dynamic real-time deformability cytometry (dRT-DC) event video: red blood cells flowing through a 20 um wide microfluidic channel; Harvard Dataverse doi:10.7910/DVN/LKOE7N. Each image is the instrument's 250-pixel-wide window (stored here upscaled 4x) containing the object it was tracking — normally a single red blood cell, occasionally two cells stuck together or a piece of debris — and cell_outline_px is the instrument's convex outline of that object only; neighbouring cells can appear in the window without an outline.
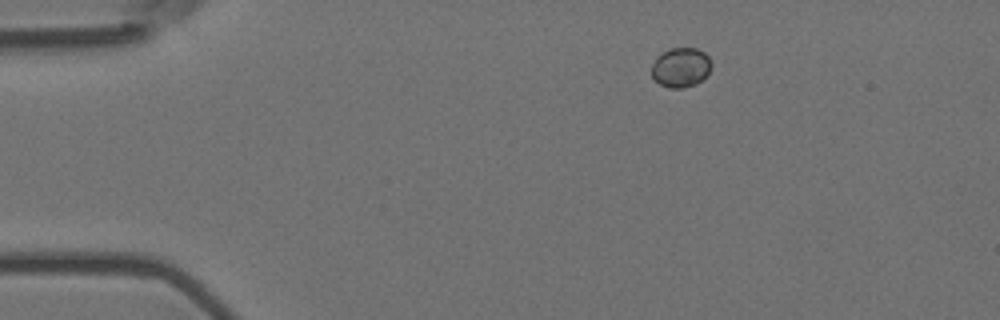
{"species": "Egyptian fruit bat (a non-hibernating species)", "species_latin": "Rousettus aegyptiacus", "temperature_condition": "room temperature", "stored_images_in_passage": 27, "camera_frame_rate_fps": 3000, "um_per_image_px": 0.085, "animal": {"sex": "female"}, "frame": {"image": 1, "passage_image": 1, "time_ms": 0.0, "image_size_px": [1000, 320], "cell_outline_px": [[712, 68], [696, 84], [684, 88], [668, 88], [660, 84], [652, 76], [652, 64], [656, 56], [672, 48], [696, 48], [704, 52], [708, 56], [712, 64]], "centroid_in_image_um": [57.86, 5.73], "position_along_channel_um": 27.1, "area_um2": 13.76}}
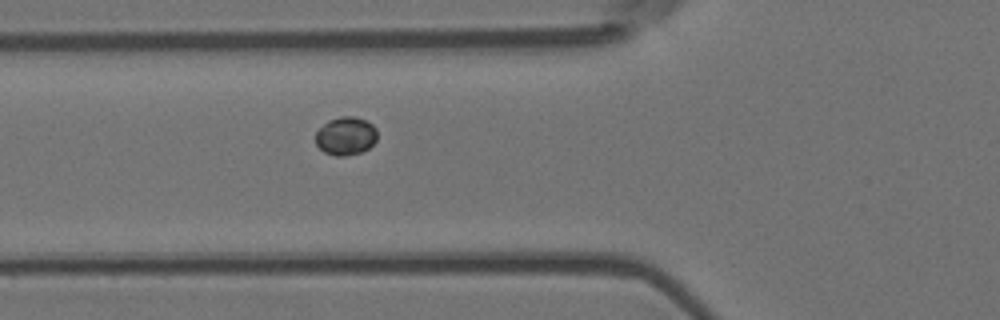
{"frame": {"image": 2, "passage_image": 12, "time_ms": 3.667, "image_size_px": [1000, 320], "cell_outline_px": [[376, 140], [368, 148], [360, 152], [344, 156], [336, 156], [324, 152], [316, 144], [316, 132], [328, 120], [340, 116], [356, 116], [372, 124], [376, 128]], "centroid_in_image_um": [29.38, 11.55], "position_along_channel_um": 96.4, "area_um2": 13.64}}
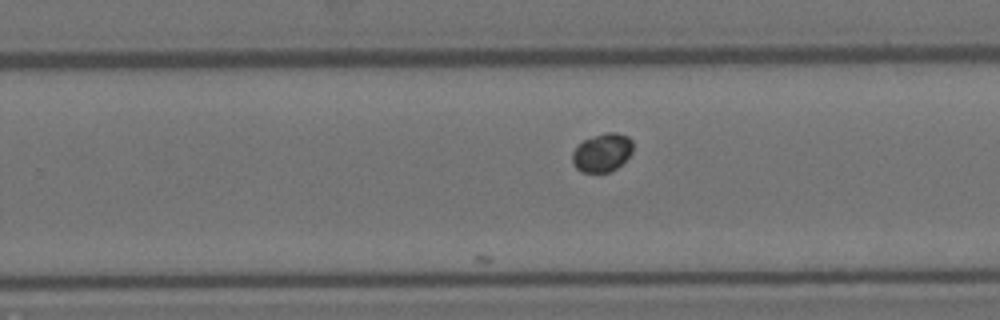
{"frame": {"image": 3, "passage_image": 27, "time_ms": 8.667, "image_size_px": [1000, 320], "cell_outline_px": [[632, 152], [616, 168], [608, 172], [580, 172], [572, 164], [572, 152], [584, 140], [608, 132], [616, 132], [628, 136], [632, 140]], "centroid_in_image_um": [51.17, 12.98], "position_along_channel_um": 278.6, "area_um2": 13.35}}